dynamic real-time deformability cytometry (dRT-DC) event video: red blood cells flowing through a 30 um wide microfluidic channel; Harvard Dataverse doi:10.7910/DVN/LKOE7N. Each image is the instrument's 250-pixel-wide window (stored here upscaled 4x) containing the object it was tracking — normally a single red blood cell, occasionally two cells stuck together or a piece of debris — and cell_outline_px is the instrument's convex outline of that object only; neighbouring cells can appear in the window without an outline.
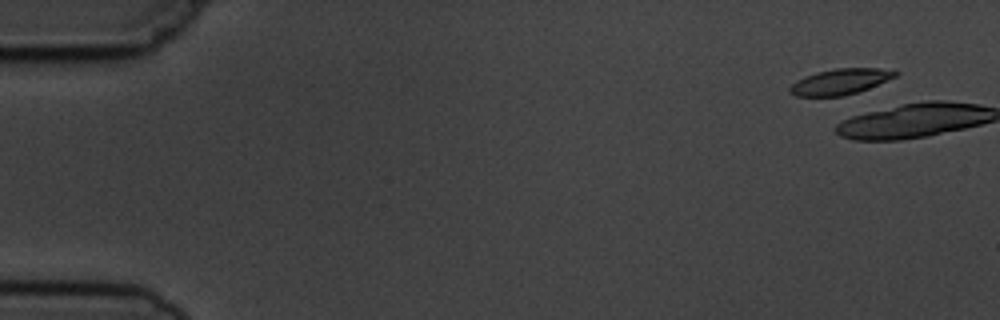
{"species": "common noctule bat (a hibernating species)", "species_latin": "Nyctalus noctula", "temperature_condition": "cold", "stored_images_in_passage": 2, "camera_frame_rate_fps": 3000, "um_per_image_px": 0.085, "animal": {"sex": "male", "body_mass_g": 19.5, "forearm_length_mm": 54.6}, "frame": {"image": 1, "passage_image": 1, "time_ms": 0.0, "image_size_px": [1000, 320], "cell_outline_px": [[900, 72], [896, 76], [868, 88], [844, 96], [796, 96], [788, 92], [788, 88], [796, 80], [804, 76], [816, 72], [836, 68], [880, 68]], "centroid_in_image_um": [71.37, 6.94], "position_along_channel_um": 13.6, "area_um2": 15.78}}